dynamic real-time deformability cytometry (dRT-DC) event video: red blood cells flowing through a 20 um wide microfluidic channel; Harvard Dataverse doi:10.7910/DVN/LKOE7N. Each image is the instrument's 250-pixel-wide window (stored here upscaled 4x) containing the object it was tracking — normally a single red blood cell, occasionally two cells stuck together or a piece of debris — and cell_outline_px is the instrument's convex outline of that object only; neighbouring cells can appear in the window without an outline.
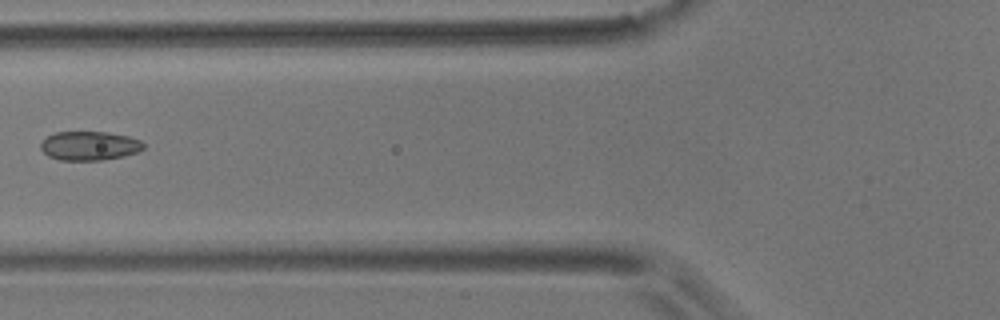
{"species": "common noctule bat (a hibernating species)", "species_latin": "Nyctalus noctula", "temperature_condition": "room temperature", "stored_images_in_passage": 8, "camera_frame_rate_fps": 3000, "um_per_image_px": 0.085, "animal": {"sex": "male", "body_mass_g": 17.9}, "frame": {"image": 1, "passage_image": 5, "time_ms": 1.333, "image_size_px": [1000, 320], "cell_outline_px": [[144, 148], [136, 152], [124, 156], [100, 160], [60, 160], [48, 156], [40, 148], [40, 144], [48, 136], [56, 132], [108, 132], [128, 136], [140, 140], [144, 144]], "centroid_in_image_um": [7.6, 12.39], "position_along_channel_um": 118.2, "area_um2": 17.28}}
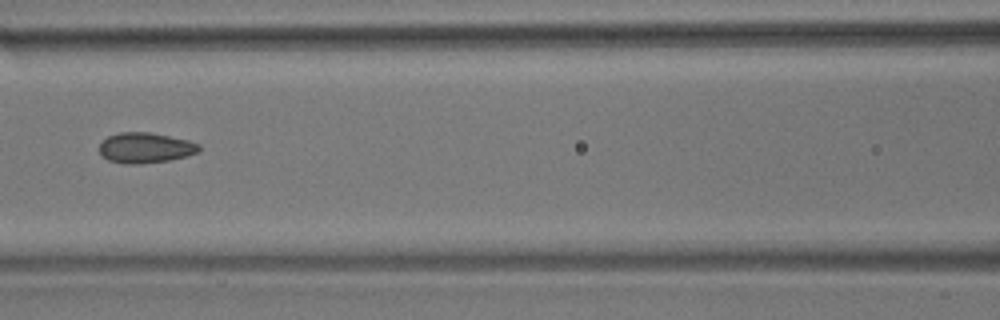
{"frame": {"image": 2, "passage_image": 6, "time_ms": 1.667, "image_size_px": [1000, 320], "cell_outline_px": [[200, 152], [172, 160], [140, 164], [124, 164], [108, 160], [100, 152], [100, 144], [108, 136], [120, 132], [152, 132], [188, 140], [200, 144]], "centroid_in_image_um": [12.39, 12.56], "position_along_channel_um": 154.2, "area_um2": 17.8}}
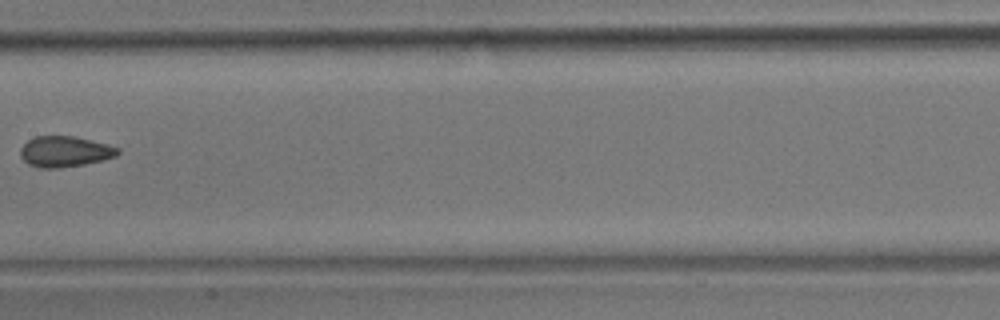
{"frame": {"image": 3, "passage_image": 7, "time_ms": 2.0, "image_size_px": [1000, 320], "cell_outline_px": [[120, 152], [116, 156], [104, 160], [84, 164], [56, 168], [40, 168], [28, 164], [20, 156], [20, 148], [28, 140], [36, 136], [76, 136], [108, 144], [120, 148]], "centroid_in_image_um": [5.53, 12.88], "position_along_channel_um": 201.9, "area_um2": 17.57}}